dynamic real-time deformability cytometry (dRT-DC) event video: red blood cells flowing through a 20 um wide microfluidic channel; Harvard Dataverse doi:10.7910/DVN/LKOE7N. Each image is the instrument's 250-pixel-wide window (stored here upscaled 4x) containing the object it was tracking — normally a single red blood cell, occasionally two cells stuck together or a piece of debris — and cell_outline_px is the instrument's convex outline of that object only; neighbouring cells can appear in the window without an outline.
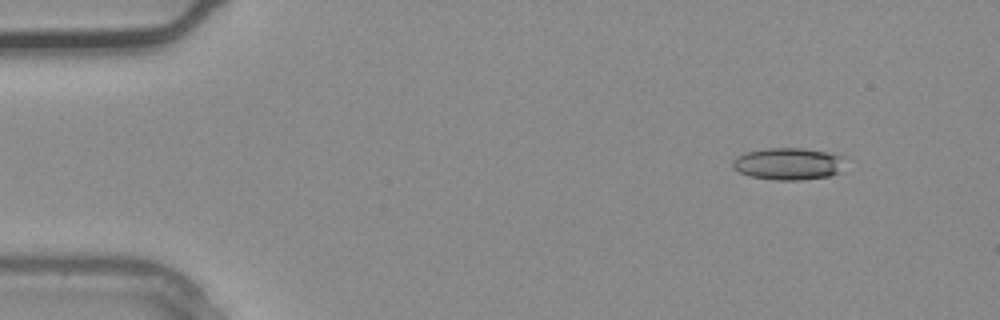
{"species": "common noctule bat (a hibernating species)", "species_latin": "Nyctalus noctula", "temperature_condition": "warm", "stored_images_in_passage": 3, "camera_frame_rate_fps": 3000, "um_per_image_px": 0.085, "animal": {"sex": "male", "body_mass_g": 20.4}, "frame": {"image": 1, "passage_image": 1, "time_ms": 0.0, "image_size_px": [1000, 320], "cell_outline_px": [[844, 172], [832, 176], [800, 180], [776, 180], [748, 176], [732, 168], [732, 160], [736, 156], [748, 152], [764, 148], [800, 148], [824, 152], [840, 156]], "centroid_in_image_um": [66.97, 13.94], "position_along_channel_um": 18.0, "area_um2": 21.04}}